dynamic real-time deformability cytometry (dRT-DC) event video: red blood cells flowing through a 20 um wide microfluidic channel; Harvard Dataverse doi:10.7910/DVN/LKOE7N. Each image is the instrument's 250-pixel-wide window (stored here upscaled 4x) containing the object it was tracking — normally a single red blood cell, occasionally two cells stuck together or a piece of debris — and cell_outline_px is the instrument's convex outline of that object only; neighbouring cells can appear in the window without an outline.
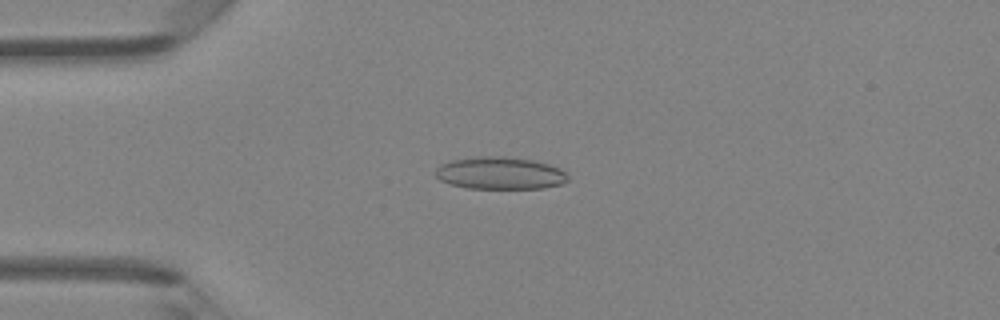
{"species": "Egyptian fruit bat (a non-hibernating species)", "species_latin": "Rousettus aegyptiacus", "temperature_condition": "room temperature", "stored_images_in_passage": 45, "camera_frame_rate_fps": 3000, "um_per_image_px": 0.085, "animal": {"sex": "female"}, "frame": {"image": 1, "passage_image": 10, "time_ms": 3.0, "image_size_px": [1000, 320], "cell_outline_px": [[568, 180], [560, 184], [544, 188], [468, 188], [452, 184], [440, 180], [436, 176], [436, 168], [440, 164], [448, 160], [480, 156], [504, 156], [532, 160], [548, 164], [560, 168], [568, 176]], "centroid_in_image_um": [42.48, 14.7], "position_along_channel_um": 42.5, "area_um2": 24.91}}
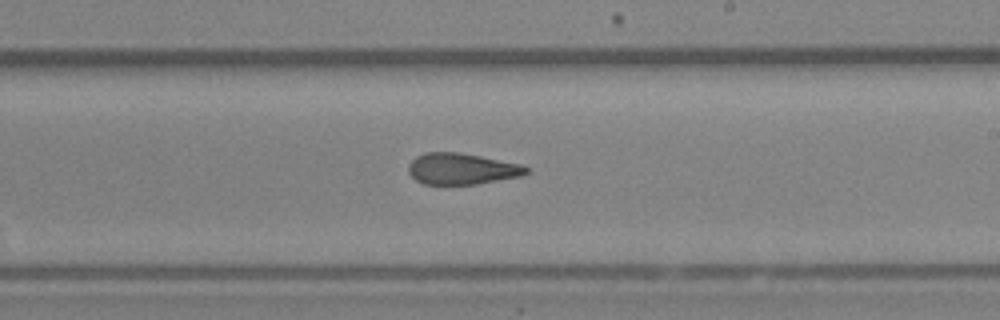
{"frame": {"image": 2, "passage_image": 26, "time_ms": 8.333, "image_size_px": [1000, 320], "cell_outline_px": [[528, 172], [520, 176], [476, 184], [424, 184], [416, 180], [408, 172], [408, 164], [416, 156], [424, 152], [460, 152], [520, 164], [528, 168]], "centroid_in_image_um": [39.2, 14.34], "position_along_channel_um": 249.8, "area_um2": 21.33}}
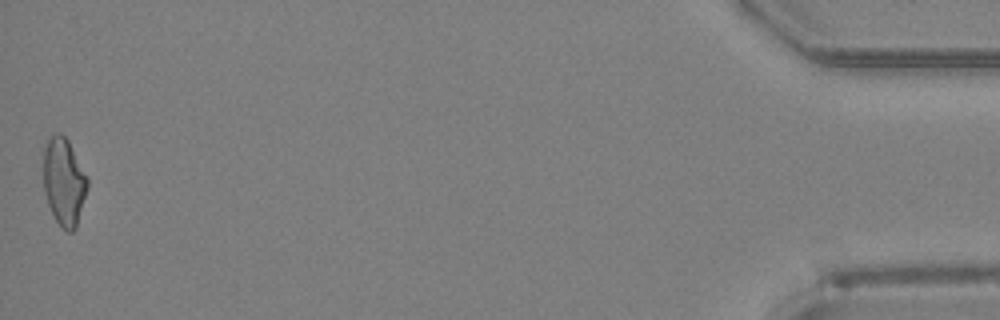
{"frame": {"image": 3, "passage_image": 45, "time_ms": 14.667, "image_size_px": [1000, 320], "cell_outline_px": [[88, 188], [76, 228], [72, 232], [68, 232], [56, 220], [48, 204], [44, 192], [44, 148], [48, 140], [56, 132], [60, 132], [68, 140], [88, 176]], "centroid_in_image_um": [5.46, 15.43], "position_along_channel_um": 429.7, "area_um2": 22.43}, "authors_computed_cell_mechanics": {"area_um2": 22.3108, "velocity_mm_per_s": 4.3238, "shape_relaxation_time_tau1_ms": null, "shape_relaxation_time_tau2_ms": 2.3615, "deformation_change_tau1": null, "deformation_change_tau2": 0.1113}}